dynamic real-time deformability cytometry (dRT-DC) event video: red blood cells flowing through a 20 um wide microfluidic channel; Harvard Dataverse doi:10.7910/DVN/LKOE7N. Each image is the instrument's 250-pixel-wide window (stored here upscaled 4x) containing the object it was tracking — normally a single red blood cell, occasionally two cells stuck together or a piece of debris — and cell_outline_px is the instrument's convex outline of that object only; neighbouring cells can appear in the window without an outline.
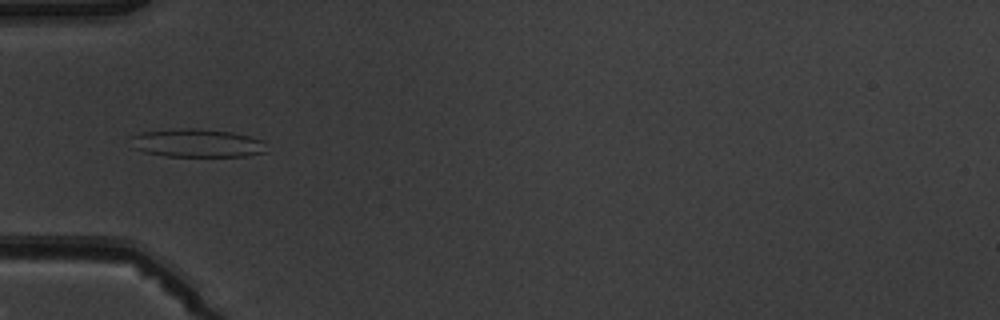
{"species": "common noctule bat (a hibernating species)", "species_latin": "Nyctalus noctula", "temperature_condition": "warm", "stored_images_in_passage": 6, "camera_frame_rate_fps": 3000, "um_per_image_px": 0.085, "animal": {"sex": "male", "body_mass_g": 19.5, "forearm_length_mm": 54.6}, "frame": {"image": 1, "passage_image": 6, "time_ms": 5.667, "image_size_px": [1000, 320], "cell_outline_px": [[268, 152], [248, 156], [164, 156], [144, 152], [132, 148], [132, 136], [140, 132], [172, 128], [200, 128], [232, 132], [264, 140]], "centroid_in_image_um": [16.76, 12.16], "position_along_channel_um": 68.2, "area_um2": 22.77}}